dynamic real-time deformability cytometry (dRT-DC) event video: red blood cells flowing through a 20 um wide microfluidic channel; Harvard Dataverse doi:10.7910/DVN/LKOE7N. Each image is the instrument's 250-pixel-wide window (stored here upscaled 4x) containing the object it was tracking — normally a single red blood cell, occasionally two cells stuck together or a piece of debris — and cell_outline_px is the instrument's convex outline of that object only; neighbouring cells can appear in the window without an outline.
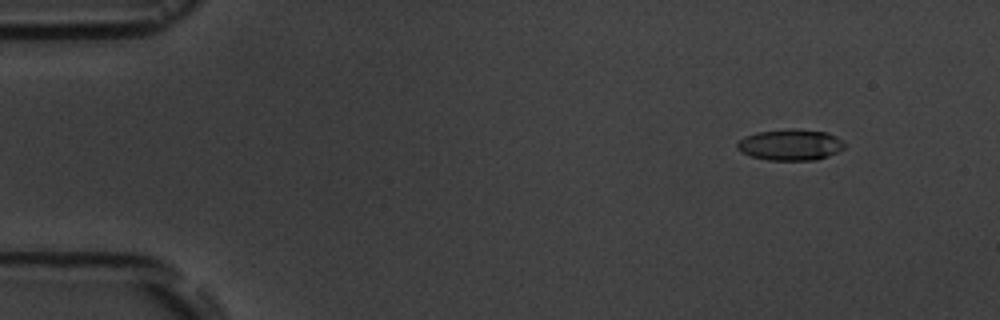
{"species": "common noctule bat (a hibernating species)", "species_latin": "Nyctalus noctula", "temperature_condition": "room temperature", "stored_images_in_passage": 5, "segment_of_instrument_passage": [1, 2], "camera_frame_rate_fps": 3000, "um_per_image_px": 0.085, "animal": {"sex": "male", "body_mass_g": 19.5, "forearm_length_mm": 54.6}, "frame": {"image": 1, "passage_image": 1, "time_ms": 0.0, "image_size_px": [1000, 320], "cell_outline_px": [[844, 148], [828, 156], [816, 160], [768, 160], [752, 156], [736, 148], [736, 144], [744, 136], [756, 132], [792, 128], [796, 128], [828, 132], [844, 140]], "centroid_in_image_um": [67.21, 12.29], "position_along_channel_um": 17.8, "area_um2": 19.59}}
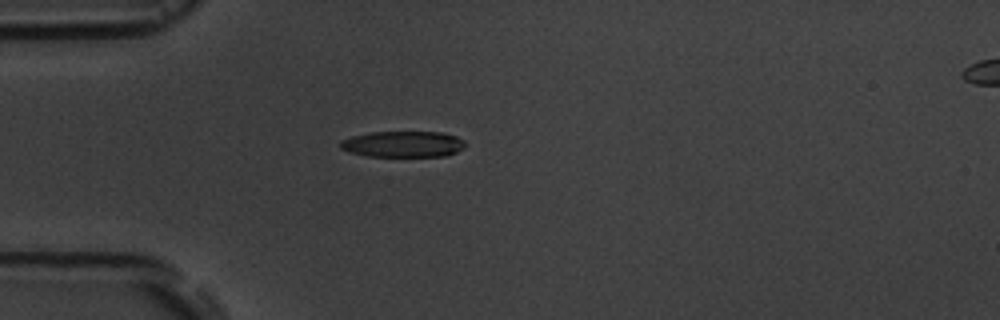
{"frame": {"image": 2, "passage_image": 4, "time_ms": 3.333, "image_size_px": [1000, 320], "cell_outline_px": [[468, 144], [464, 148], [456, 152], [444, 156], [368, 156], [348, 152], [340, 148], [340, 140], [352, 136], [372, 132], [440, 132], [456, 136], [464, 140]], "centroid_in_image_um": [34.27, 12.25], "position_along_channel_um": 50.7, "area_um2": 19.07}}